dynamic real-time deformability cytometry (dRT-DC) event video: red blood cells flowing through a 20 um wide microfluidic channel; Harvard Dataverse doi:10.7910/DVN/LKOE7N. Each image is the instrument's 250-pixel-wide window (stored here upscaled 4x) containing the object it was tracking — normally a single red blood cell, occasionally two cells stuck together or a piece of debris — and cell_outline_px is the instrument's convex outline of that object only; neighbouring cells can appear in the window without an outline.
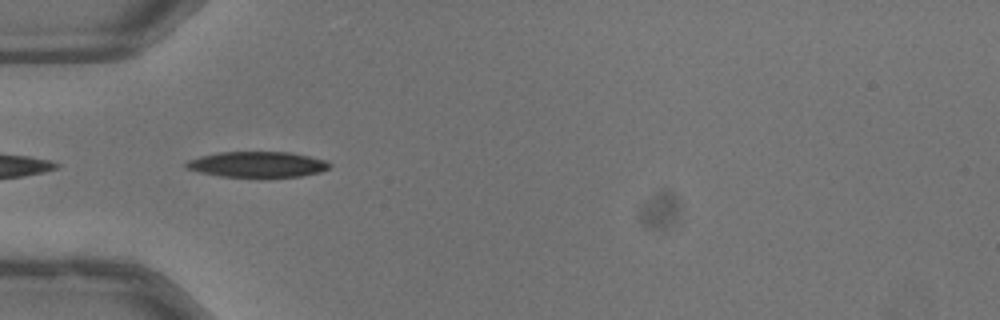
{"species": "common noctule bat (a hibernating species)", "species_latin": "Nyctalus noctula", "temperature_condition": "warm", "stored_images_in_passage": 36, "camera_frame_rate_fps": 3000, "um_per_image_px": 0.085, "animal": {"sex": "male", "body_mass_g": 13.3}, "frame": {"image": 1, "passage_image": 1, "time_ms": 0.0, "image_size_px": [1000, 320], "cell_outline_px": [[332, 164], [328, 168], [320, 172], [300, 176], [220, 176], [200, 172], [184, 168], [184, 164], [188, 160], [200, 156], [220, 152], [288, 152], [308, 156], [324, 160]], "centroid_in_image_um": [21.84, 13.96], "position_along_channel_um": 63.2, "area_um2": 21.1}, "authors_computed_cell_mechanics": {"area_um2": 21.7328, "velocity_mm_per_s": 4.0425, "shape_relaxation_time_tau1_ms": 4.4706, "shape_relaxation_time_tau2_ms": 3.8294, "deformation_change_tau1": 0.1735, "deformation_change_tau2": 0.1079}}